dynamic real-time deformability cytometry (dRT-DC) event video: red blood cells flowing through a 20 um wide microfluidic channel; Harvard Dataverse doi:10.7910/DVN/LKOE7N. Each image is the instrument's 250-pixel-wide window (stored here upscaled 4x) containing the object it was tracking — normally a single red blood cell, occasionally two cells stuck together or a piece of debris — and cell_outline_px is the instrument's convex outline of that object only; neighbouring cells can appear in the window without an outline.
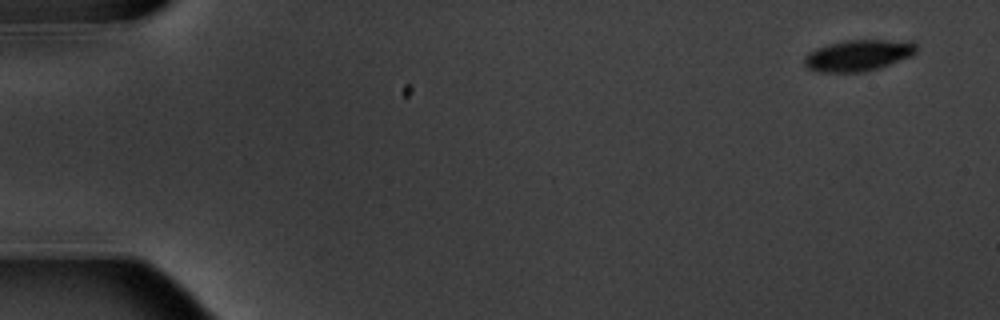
{"species": "common noctule bat (a hibernating species)", "species_latin": "Nyctalus noctula", "temperature_condition": "warm", "stored_images_in_passage": 13, "camera_frame_rate_fps": 3000, "um_per_image_px": 0.085, "animal": {"sex": "male", "body_mass_g": 20.1, "forearm_length_mm": 53.5}, "frame": {"image": 1, "passage_image": 1, "time_ms": 0.0, "image_size_px": [1000, 320], "cell_outline_px": [[916, 52], [912, 56], [864, 72], [820, 72], [808, 68], [804, 64], [804, 56], [816, 48], [844, 40], [912, 40], [916, 44]], "centroid_in_image_um": [72.96, 4.69], "position_along_channel_um": 12.0, "area_um2": 20.35}}
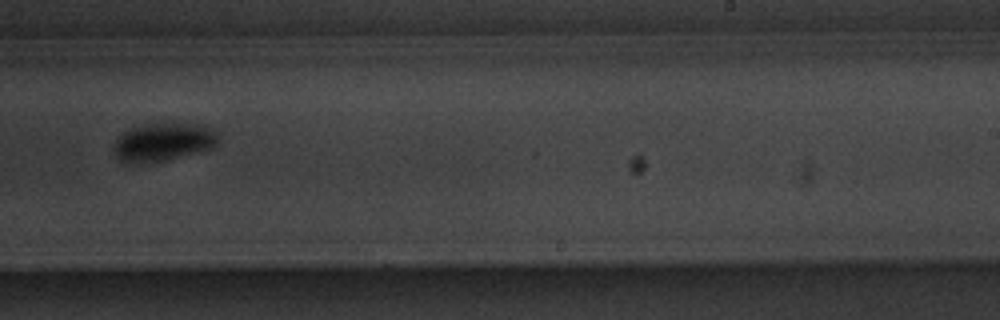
{"frame": {"image": 2, "passage_image": 10, "time_ms": 11.333, "image_size_px": [1000, 320], "cell_outline_px": [[220, 140], [216, 144], [208, 148], [196, 152], [168, 160], [136, 164], [120, 160], [112, 148], [116, 140], [124, 132], [132, 128], [148, 124], [200, 124], [216, 128], [220, 136]], "centroid_in_image_um": [13.92, 12.07], "position_along_channel_um": 275.1, "area_um2": 23.12}}
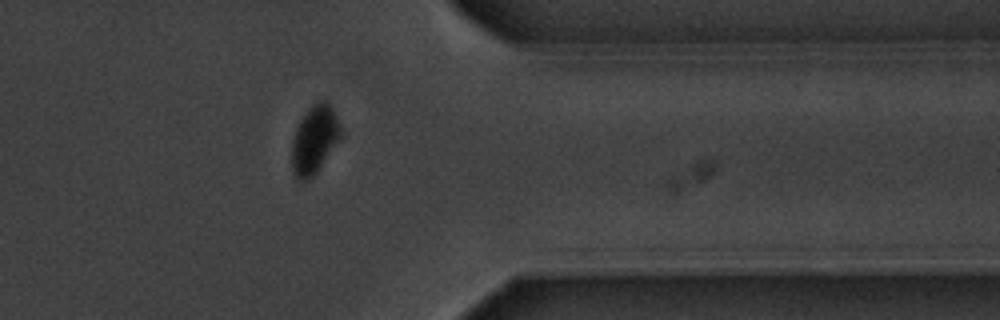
{"frame": {"image": 3, "passage_image": 13, "time_ms": 14.667, "image_size_px": [1000, 320], "cell_outline_px": [[344, 136], [316, 172], [308, 180], [300, 184], [296, 180], [292, 172], [292, 136], [300, 120], [308, 108], [316, 100], [328, 100], [344, 132]], "centroid_in_image_um": [26.74, 11.87], "position_along_channel_um": 384.7, "area_um2": 20.11}, "authors_computed_cell_mechanics": {"area_um2": 22.0218, "velocity_mm_per_s": 3.5505, "shape_relaxation_time_tau1_ms": 1.5652, "shape_relaxation_time_tau2_ms": null, "deformation_change_tau1": 0.0934, "deformation_change_tau2": null}}